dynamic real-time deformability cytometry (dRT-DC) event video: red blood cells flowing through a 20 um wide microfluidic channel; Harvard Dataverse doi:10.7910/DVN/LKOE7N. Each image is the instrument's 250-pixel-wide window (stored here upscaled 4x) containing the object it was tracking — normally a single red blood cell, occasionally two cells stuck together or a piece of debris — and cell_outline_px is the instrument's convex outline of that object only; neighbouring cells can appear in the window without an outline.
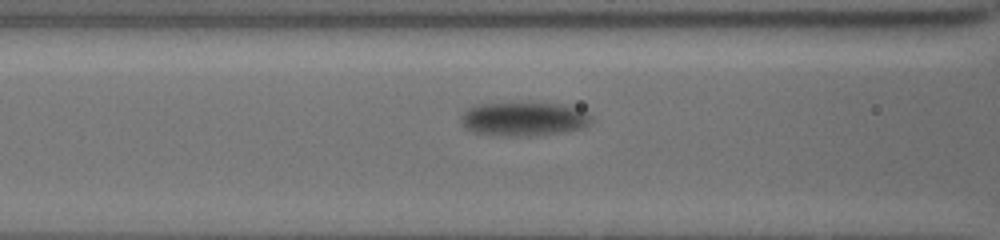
{"species": "common noctule bat (a hibernating species)", "species_latin": "Nyctalus noctula", "temperature_condition": "cold", "stored_images_in_passage": 25, "camera_frame_rate_fps": 3000, "um_per_image_px": 0.085, "animal": {"sex": "female", "body_mass_g": 19.5, "forearm_length_mm": 54.1}, "frame": {"image": 1, "passage_image": 9, "time_ms": 3.667, "image_size_px": [1000, 240], "cell_outline_px": [[592, 120], [588, 124], [580, 128], [564, 132], [532, 136], [492, 136], [472, 132], [464, 124], [464, 112], [468, 108], [480, 104], [528, 100], [560, 104], [580, 108]], "centroid_in_image_um": [44.53, 10.08], "position_along_channel_um": 122.1, "area_um2": 26.36}}
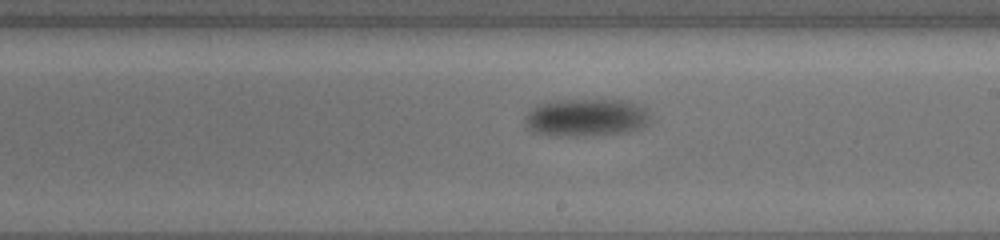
{"frame": {"image": 2, "passage_image": 15, "time_ms": 7.0, "image_size_px": [1000, 240], "cell_outline_px": [[648, 120], [640, 128], [628, 132], [584, 136], [552, 136], [532, 132], [528, 124], [528, 116], [536, 108], [548, 100], [624, 100], [640, 108]], "centroid_in_image_um": [49.78, 10.01], "position_along_channel_um": 239.2, "area_um2": 26.53}}
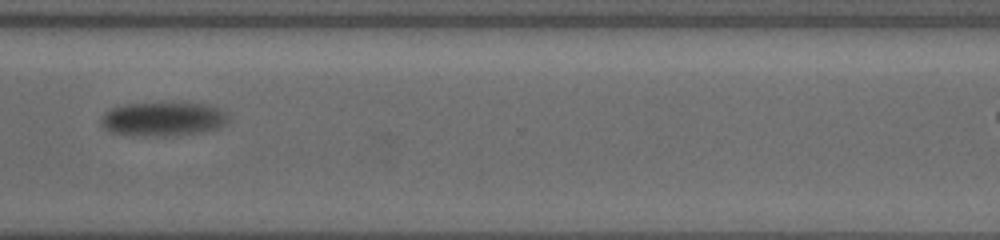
{"frame": {"image": 3, "passage_image": 22, "time_ms": 10.333, "image_size_px": [1000, 240], "cell_outline_px": [[228, 120], [220, 128], [208, 132], [168, 136], [152, 136], [112, 132], [104, 124], [104, 116], [112, 108], [128, 104], [200, 104], [216, 108]], "centroid_in_image_um": [13.92, 10.15], "position_along_channel_um": 356.7, "area_um2": 24.04}, "authors_computed_cell_mechanics": {"area_um2": 25.3742, "velocity_mm_per_s": 3.5232, "shape_relaxation_time_tau1_ms": 0.8882, "shape_relaxation_time_tau2_ms": null, "deformation_change_tau1": 0.0538, "deformation_change_tau2": null}}